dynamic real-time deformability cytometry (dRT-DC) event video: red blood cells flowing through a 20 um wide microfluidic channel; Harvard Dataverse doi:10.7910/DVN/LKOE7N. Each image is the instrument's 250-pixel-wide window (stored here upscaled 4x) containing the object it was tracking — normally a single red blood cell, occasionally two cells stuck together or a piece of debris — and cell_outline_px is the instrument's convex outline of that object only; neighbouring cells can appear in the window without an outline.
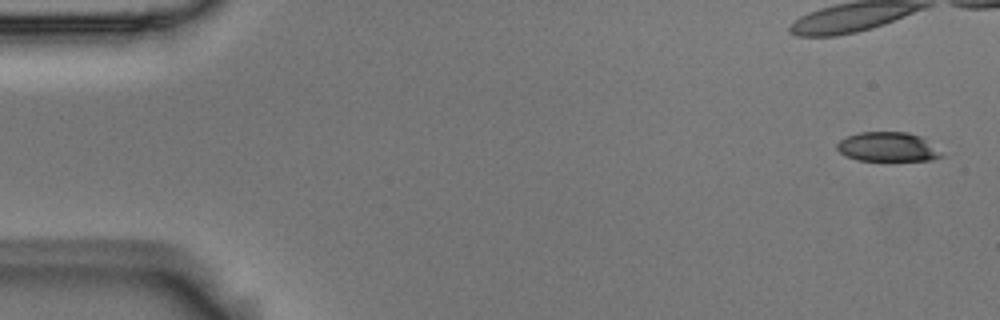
{"species": "Egyptian fruit bat (a non-hibernating species)", "species_latin": "Rousettus aegyptiacus", "temperature_condition": "room temperature", "stored_images_in_passage": 6, "camera_frame_rate_fps": 3000, "um_per_image_px": 0.085, "animal": {"sex": "male"}, "frame": {"image": 1, "passage_image": 1, "time_ms": 0.0, "image_size_px": [1000, 320], "cell_outline_px": [[944, 156], [932, 160], [856, 160], [840, 152], [836, 148], [836, 144], [840, 140], [848, 136], [860, 132], [908, 132], [920, 136]], "centroid_in_image_um": [75.41, 12.48], "position_along_channel_um": 9.6, "area_um2": 17.51}}
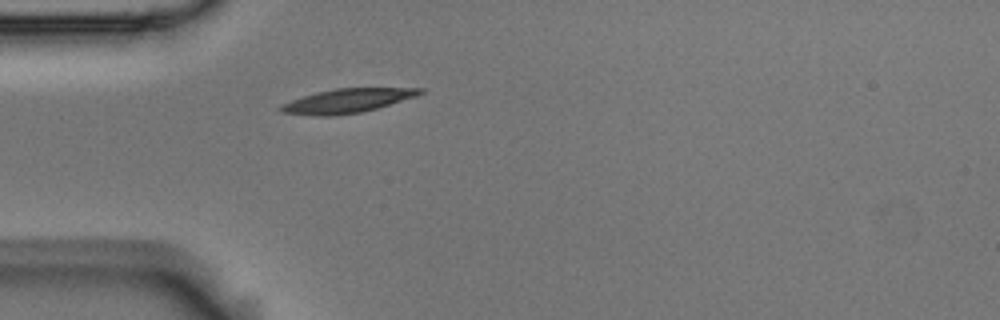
{"frame": {"image": 2, "passage_image": 6, "time_ms": 1.667, "image_size_px": [1000, 320], "cell_outline_px": [[424, 92], [416, 96], [376, 108], [360, 112], [332, 116], [320, 116], [280, 112], [280, 104], [316, 92], [336, 88], [424, 88]], "centroid_in_image_um": [29.5, 8.56], "position_along_channel_um": 55.5, "area_um2": 19.25}}